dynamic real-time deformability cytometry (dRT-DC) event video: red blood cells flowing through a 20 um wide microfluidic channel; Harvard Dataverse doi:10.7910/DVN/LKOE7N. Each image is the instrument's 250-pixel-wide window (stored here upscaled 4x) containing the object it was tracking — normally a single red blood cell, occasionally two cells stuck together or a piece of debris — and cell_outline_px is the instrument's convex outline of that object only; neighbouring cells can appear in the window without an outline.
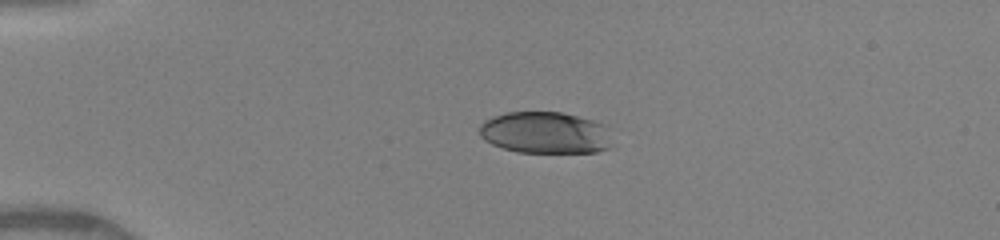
{"species": "human", "species_latin": "Homo sapiens", "temperature_condition": "warm", "stored_images_in_passage": 39, "camera_frame_rate_fps": 3000, "um_per_image_px": 0.085, "donor": {"sex": "female"}, "frame": {"image": 1, "passage_image": 1, "time_ms": 0.0, "image_size_px": [1000, 240], "cell_outline_px": [[616, 148], [596, 152], [516, 152], [492, 144], [484, 140], [480, 136], [480, 124], [484, 120], [492, 116], [508, 112], [560, 112], [608, 124]], "centroid_in_image_um": [46.45, 11.29], "position_along_channel_um": 38.6, "area_um2": 33.0}}
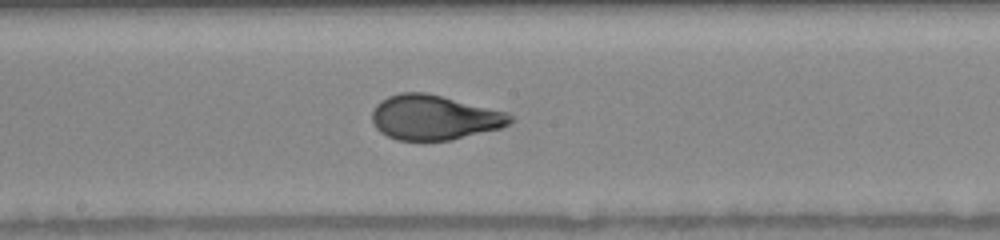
{"frame": {"image": 2, "passage_image": 17, "time_ms": 5.333, "image_size_px": [1000, 240], "cell_outline_px": [[512, 120], [508, 124], [500, 128], [452, 140], [396, 140], [380, 132], [376, 128], [372, 120], [372, 112], [376, 104], [380, 100], [388, 96], [400, 92], [428, 92], [504, 112], [512, 116]], "centroid_in_image_um": [36.85, 9.98], "position_along_channel_um": 211.3, "area_um2": 35.89}}
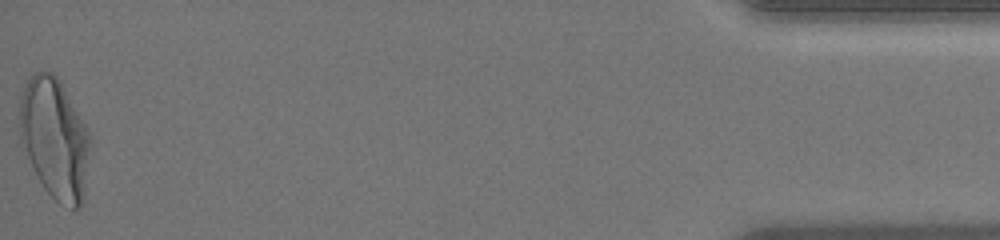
{"frame": {"image": 3, "passage_image": 39, "time_ms": 12.667, "image_size_px": [1000, 240], "cell_outline_px": [[88, 148], [80, 208], [72, 208], [60, 204], [44, 188], [20, 144], [20, 100], [24, 88], [32, 72], [52, 72], [60, 80], [84, 124], [88, 132]], "centroid_in_image_um": [4.58, 11.72], "position_along_channel_um": 430.6, "area_um2": 48.09}, "authors_computed_cell_mechanics": {"area_um2": 36.6452, "velocity_mm_per_s": 4.1021, "shape_relaxation_time_tau1_ms": 5.3951, "shape_relaxation_time_tau2_ms": null, "deformation_change_tau1": 0.2146, "deformation_change_tau2": null}}